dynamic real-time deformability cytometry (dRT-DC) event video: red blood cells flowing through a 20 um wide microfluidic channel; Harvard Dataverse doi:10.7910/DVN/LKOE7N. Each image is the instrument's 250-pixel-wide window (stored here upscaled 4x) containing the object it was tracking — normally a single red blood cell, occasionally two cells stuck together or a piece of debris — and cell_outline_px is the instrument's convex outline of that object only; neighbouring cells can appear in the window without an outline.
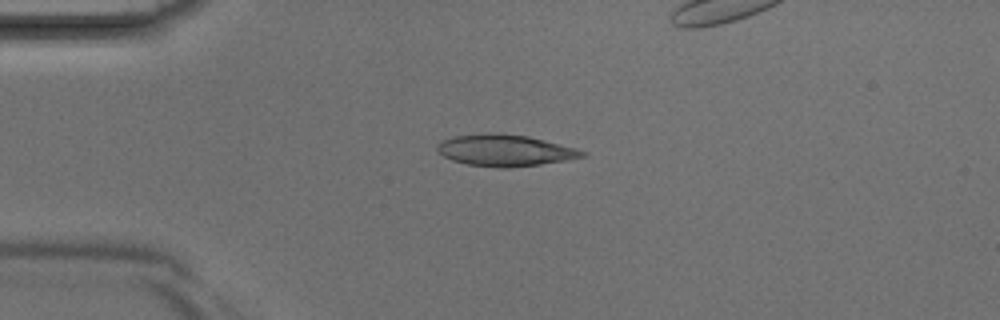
{"species": "Egyptian fruit bat (a non-hibernating species)", "species_latin": "Rousettus aegyptiacus", "temperature_condition": "room temperature", "stored_images_in_passage": 5, "camera_frame_rate_fps": 3000, "um_per_image_px": 0.085, "animal": {"sex": "male"}, "frame": {"image": 1, "passage_image": 3, "time_ms": 0.667, "image_size_px": [1000, 320], "cell_outline_px": [[588, 152], [584, 156], [564, 160], [540, 164], [508, 168], [500, 168], [468, 164], [452, 160], [444, 156], [436, 148], [436, 144], [444, 140], [456, 136], [484, 132], [492, 132], [528, 136], [576, 148]], "centroid_in_image_um": [42.91, 12.77], "position_along_channel_um": 42.1, "area_um2": 26.47}}